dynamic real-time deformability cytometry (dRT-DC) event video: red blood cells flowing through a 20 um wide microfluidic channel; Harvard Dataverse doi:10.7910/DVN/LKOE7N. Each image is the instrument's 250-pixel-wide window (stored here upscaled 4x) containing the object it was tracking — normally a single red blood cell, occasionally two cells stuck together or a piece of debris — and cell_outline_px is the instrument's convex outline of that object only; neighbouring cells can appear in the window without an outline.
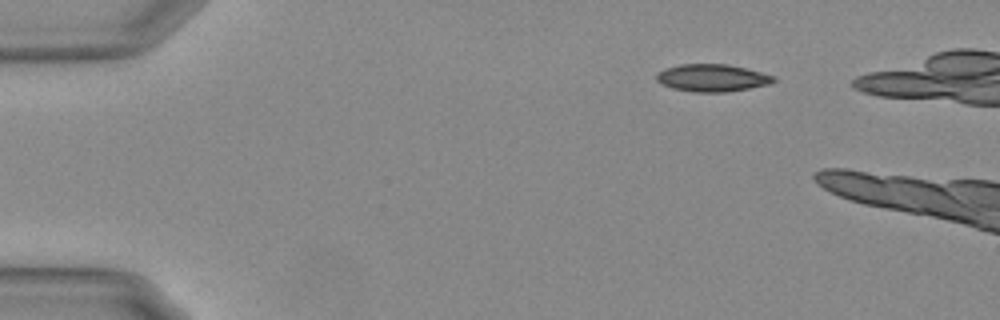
{"species": "Egyptian fruit bat (a non-hibernating species)", "species_latin": "Rousettus aegyptiacus", "temperature_condition": "warm", "stored_images_in_passage": 43, "camera_frame_rate_fps": 3000, "um_per_image_px": 0.085, "animal": {"sex": "female"}, "frame": {"image": 1, "passage_image": 1, "time_ms": 0.0, "image_size_px": [1000, 320], "cell_outline_px": [[776, 80], [772, 84], [724, 92], [696, 92], [672, 88], [660, 84], [656, 80], [656, 72], [664, 68], [680, 64], [728, 64], [776, 76]], "centroid_in_image_um": [60.51, 6.61], "position_along_channel_um": 24.5, "area_um2": 18.79}}
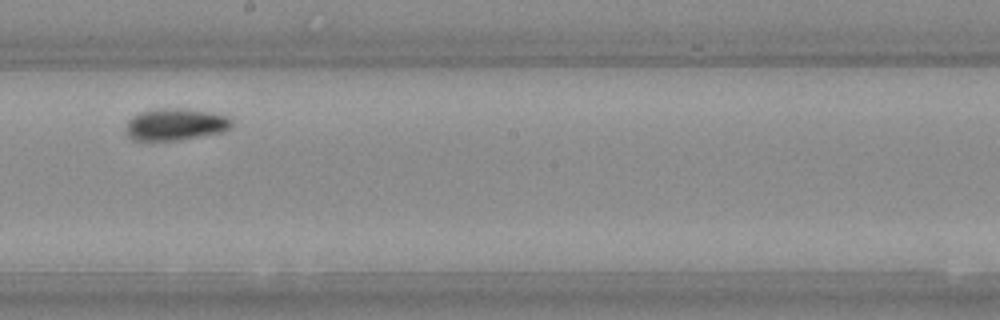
{"frame": {"image": 2, "passage_image": 27, "time_ms": 8.667, "image_size_px": [1000, 320], "cell_outline_px": [[232, 128], [224, 132], [180, 140], [132, 140], [124, 132], [124, 128], [128, 120], [132, 116], [140, 112], [156, 108], [188, 108], [212, 112], [228, 116], [232, 120]], "centroid_in_image_um": [14.92, 10.56], "position_along_channel_um": 233.3, "area_um2": 20.23}}
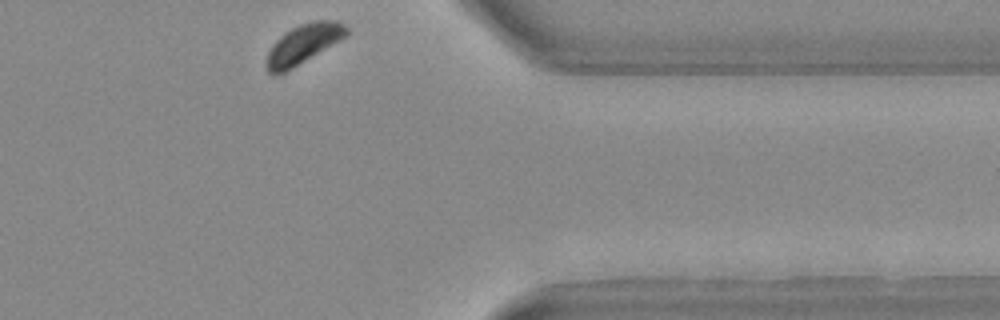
{"frame": {"image": 3, "passage_image": 43, "time_ms": 14.0, "image_size_px": [1000, 320], "cell_outline_px": [[348, 36], [292, 68], [276, 76], [272, 76], [264, 68], [264, 64], [268, 52], [272, 44], [280, 36], [292, 28], [300, 24], [312, 20], [336, 20], [344, 24], [348, 28]], "centroid_in_image_um": [25.76, 3.76], "position_along_channel_um": 385.6, "area_um2": 18.67}, "authors_computed_cell_mechanics": {"area_um2": 19.4786, "velocity_mm_per_s": 3.2309, "shape_relaxation_time_tau1_ms": 3.5247, "shape_relaxation_time_tau2_ms": 4.882, "deformation_change_tau1": 0.1579, "deformation_change_tau2": 0.0628}}